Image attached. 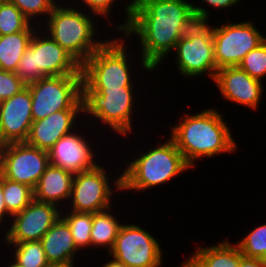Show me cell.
<instances>
[{"label":"cell","instance_id":"cell-1","mask_svg":"<svg viewBox=\"0 0 266 267\" xmlns=\"http://www.w3.org/2000/svg\"><path fill=\"white\" fill-rule=\"evenodd\" d=\"M126 20L117 25L125 37L134 34L142 47L141 63L152 72L183 35L198 21L207 22V9L187 0H132L125 5Z\"/></svg>","mask_w":266,"mask_h":267},{"label":"cell","instance_id":"cell-2","mask_svg":"<svg viewBox=\"0 0 266 267\" xmlns=\"http://www.w3.org/2000/svg\"><path fill=\"white\" fill-rule=\"evenodd\" d=\"M183 116V121L180 119L178 125L171 126V138L191 169L199 158H211L237 150L232 131L218 110L209 108Z\"/></svg>","mask_w":266,"mask_h":267},{"label":"cell","instance_id":"cell-3","mask_svg":"<svg viewBox=\"0 0 266 267\" xmlns=\"http://www.w3.org/2000/svg\"><path fill=\"white\" fill-rule=\"evenodd\" d=\"M191 168L183 158L174 140L170 137L129 162L124 172L115 179L114 186L120 191L153 188L174 179Z\"/></svg>","mask_w":266,"mask_h":267},{"label":"cell","instance_id":"cell-4","mask_svg":"<svg viewBox=\"0 0 266 267\" xmlns=\"http://www.w3.org/2000/svg\"><path fill=\"white\" fill-rule=\"evenodd\" d=\"M73 6L54 7L46 20L48 34L81 65L104 43L94 40L97 29L89 13H82Z\"/></svg>","mask_w":266,"mask_h":267},{"label":"cell","instance_id":"cell-5","mask_svg":"<svg viewBox=\"0 0 266 267\" xmlns=\"http://www.w3.org/2000/svg\"><path fill=\"white\" fill-rule=\"evenodd\" d=\"M38 32L35 31L15 72L26 84L46 76L82 74V65L70 53L49 35Z\"/></svg>","mask_w":266,"mask_h":267},{"label":"cell","instance_id":"cell-6","mask_svg":"<svg viewBox=\"0 0 266 267\" xmlns=\"http://www.w3.org/2000/svg\"><path fill=\"white\" fill-rule=\"evenodd\" d=\"M82 74L46 76L26 84L32 97L33 121L61 110H83Z\"/></svg>","mask_w":266,"mask_h":267},{"label":"cell","instance_id":"cell-7","mask_svg":"<svg viewBox=\"0 0 266 267\" xmlns=\"http://www.w3.org/2000/svg\"><path fill=\"white\" fill-rule=\"evenodd\" d=\"M133 87L90 88L82 82V101L84 115L95 117L109 125L113 131L127 136L132 130ZM133 108V109H132Z\"/></svg>","mask_w":266,"mask_h":267},{"label":"cell","instance_id":"cell-8","mask_svg":"<svg viewBox=\"0 0 266 267\" xmlns=\"http://www.w3.org/2000/svg\"><path fill=\"white\" fill-rule=\"evenodd\" d=\"M105 42L82 64L83 81L90 88L133 87L125 39Z\"/></svg>","mask_w":266,"mask_h":267},{"label":"cell","instance_id":"cell-9","mask_svg":"<svg viewBox=\"0 0 266 267\" xmlns=\"http://www.w3.org/2000/svg\"><path fill=\"white\" fill-rule=\"evenodd\" d=\"M174 51L179 73L191 79L206 73L214 80L218 68L212 26L207 22L197 21L177 42Z\"/></svg>","mask_w":266,"mask_h":267},{"label":"cell","instance_id":"cell-10","mask_svg":"<svg viewBox=\"0 0 266 267\" xmlns=\"http://www.w3.org/2000/svg\"><path fill=\"white\" fill-rule=\"evenodd\" d=\"M255 26L250 21L212 26L214 57L218 69L239 66L248 52L266 40Z\"/></svg>","mask_w":266,"mask_h":267},{"label":"cell","instance_id":"cell-11","mask_svg":"<svg viewBox=\"0 0 266 267\" xmlns=\"http://www.w3.org/2000/svg\"><path fill=\"white\" fill-rule=\"evenodd\" d=\"M158 242L139 225L123 224L108 255L127 267H161L163 250Z\"/></svg>","mask_w":266,"mask_h":267},{"label":"cell","instance_id":"cell-12","mask_svg":"<svg viewBox=\"0 0 266 267\" xmlns=\"http://www.w3.org/2000/svg\"><path fill=\"white\" fill-rule=\"evenodd\" d=\"M49 165L48 151L26 142L7 143L3 149L0 174L34 189Z\"/></svg>","mask_w":266,"mask_h":267},{"label":"cell","instance_id":"cell-13","mask_svg":"<svg viewBox=\"0 0 266 267\" xmlns=\"http://www.w3.org/2000/svg\"><path fill=\"white\" fill-rule=\"evenodd\" d=\"M107 170L97 167L74 174L71 189V211L96 213L110 208L113 189ZM107 173V174H106Z\"/></svg>","mask_w":266,"mask_h":267},{"label":"cell","instance_id":"cell-14","mask_svg":"<svg viewBox=\"0 0 266 267\" xmlns=\"http://www.w3.org/2000/svg\"><path fill=\"white\" fill-rule=\"evenodd\" d=\"M56 205L33 199L20 213L11 218L5 234L6 244L40 241L61 215ZM13 220V221H12Z\"/></svg>","mask_w":266,"mask_h":267},{"label":"cell","instance_id":"cell-15","mask_svg":"<svg viewBox=\"0 0 266 267\" xmlns=\"http://www.w3.org/2000/svg\"><path fill=\"white\" fill-rule=\"evenodd\" d=\"M31 105L32 97L27 86L0 102V138L5 144L27 140L33 122Z\"/></svg>","mask_w":266,"mask_h":267},{"label":"cell","instance_id":"cell-16","mask_svg":"<svg viewBox=\"0 0 266 267\" xmlns=\"http://www.w3.org/2000/svg\"><path fill=\"white\" fill-rule=\"evenodd\" d=\"M86 141L78 132L65 134L48 150L50 165L73 174L97 167L94 151Z\"/></svg>","mask_w":266,"mask_h":267},{"label":"cell","instance_id":"cell-17","mask_svg":"<svg viewBox=\"0 0 266 267\" xmlns=\"http://www.w3.org/2000/svg\"><path fill=\"white\" fill-rule=\"evenodd\" d=\"M229 101L257 109L263 96L262 81L252 78L239 66L218 69L213 80Z\"/></svg>","mask_w":266,"mask_h":267},{"label":"cell","instance_id":"cell-18","mask_svg":"<svg viewBox=\"0 0 266 267\" xmlns=\"http://www.w3.org/2000/svg\"><path fill=\"white\" fill-rule=\"evenodd\" d=\"M81 112L83 110H61L42 120L33 121L25 142L48 151L60 138L71 132Z\"/></svg>","mask_w":266,"mask_h":267},{"label":"cell","instance_id":"cell-19","mask_svg":"<svg viewBox=\"0 0 266 267\" xmlns=\"http://www.w3.org/2000/svg\"><path fill=\"white\" fill-rule=\"evenodd\" d=\"M40 242L49 263L75 266L73 260L79 249L75 245L68 224L61 216Z\"/></svg>","mask_w":266,"mask_h":267},{"label":"cell","instance_id":"cell-20","mask_svg":"<svg viewBox=\"0 0 266 267\" xmlns=\"http://www.w3.org/2000/svg\"><path fill=\"white\" fill-rule=\"evenodd\" d=\"M73 177V173L49 165L33 189L34 199L56 206L60 201H68L71 197Z\"/></svg>","mask_w":266,"mask_h":267},{"label":"cell","instance_id":"cell-21","mask_svg":"<svg viewBox=\"0 0 266 267\" xmlns=\"http://www.w3.org/2000/svg\"><path fill=\"white\" fill-rule=\"evenodd\" d=\"M31 24L25 31L0 35V69L16 72L22 55L28 48L35 33Z\"/></svg>","mask_w":266,"mask_h":267},{"label":"cell","instance_id":"cell-22","mask_svg":"<svg viewBox=\"0 0 266 267\" xmlns=\"http://www.w3.org/2000/svg\"><path fill=\"white\" fill-rule=\"evenodd\" d=\"M192 255L204 267H239L243 256L239 246L223 241L209 247H197Z\"/></svg>","mask_w":266,"mask_h":267},{"label":"cell","instance_id":"cell-23","mask_svg":"<svg viewBox=\"0 0 266 267\" xmlns=\"http://www.w3.org/2000/svg\"><path fill=\"white\" fill-rule=\"evenodd\" d=\"M112 207L93 213L91 228V245L94 247H105L108 253L112 250L119 229L122 224L117 221L116 216L111 214ZM111 211V212H110Z\"/></svg>","mask_w":266,"mask_h":267},{"label":"cell","instance_id":"cell-24","mask_svg":"<svg viewBox=\"0 0 266 267\" xmlns=\"http://www.w3.org/2000/svg\"><path fill=\"white\" fill-rule=\"evenodd\" d=\"M4 202L10 217L20 213L34 199V191L30 186L8 180L3 177Z\"/></svg>","mask_w":266,"mask_h":267},{"label":"cell","instance_id":"cell-25","mask_svg":"<svg viewBox=\"0 0 266 267\" xmlns=\"http://www.w3.org/2000/svg\"><path fill=\"white\" fill-rule=\"evenodd\" d=\"M8 245L15 247L13 251V263L17 267H44L49 264L40 241L7 244V246Z\"/></svg>","mask_w":266,"mask_h":267},{"label":"cell","instance_id":"cell-26","mask_svg":"<svg viewBox=\"0 0 266 267\" xmlns=\"http://www.w3.org/2000/svg\"><path fill=\"white\" fill-rule=\"evenodd\" d=\"M68 214L61 217L68 224L72 233L75 245L78 249L89 247L91 245V228L93 213L73 212L68 210Z\"/></svg>","mask_w":266,"mask_h":267},{"label":"cell","instance_id":"cell-27","mask_svg":"<svg viewBox=\"0 0 266 267\" xmlns=\"http://www.w3.org/2000/svg\"><path fill=\"white\" fill-rule=\"evenodd\" d=\"M33 24L10 0L0 4V35L25 31Z\"/></svg>","mask_w":266,"mask_h":267},{"label":"cell","instance_id":"cell-28","mask_svg":"<svg viewBox=\"0 0 266 267\" xmlns=\"http://www.w3.org/2000/svg\"><path fill=\"white\" fill-rule=\"evenodd\" d=\"M247 234L236 243L242 255L266 260V223L259 225Z\"/></svg>","mask_w":266,"mask_h":267},{"label":"cell","instance_id":"cell-29","mask_svg":"<svg viewBox=\"0 0 266 267\" xmlns=\"http://www.w3.org/2000/svg\"><path fill=\"white\" fill-rule=\"evenodd\" d=\"M239 67L252 78L263 81L262 79L266 77V40L248 52Z\"/></svg>","mask_w":266,"mask_h":267},{"label":"cell","instance_id":"cell-30","mask_svg":"<svg viewBox=\"0 0 266 267\" xmlns=\"http://www.w3.org/2000/svg\"><path fill=\"white\" fill-rule=\"evenodd\" d=\"M30 21L33 17L48 16L57 5L54 0H10Z\"/></svg>","mask_w":266,"mask_h":267},{"label":"cell","instance_id":"cell-31","mask_svg":"<svg viewBox=\"0 0 266 267\" xmlns=\"http://www.w3.org/2000/svg\"><path fill=\"white\" fill-rule=\"evenodd\" d=\"M26 87V83L15 73L0 69V102L13 97Z\"/></svg>","mask_w":266,"mask_h":267},{"label":"cell","instance_id":"cell-32","mask_svg":"<svg viewBox=\"0 0 266 267\" xmlns=\"http://www.w3.org/2000/svg\"><path fill=\"white\" fill-rule=\"evenodd\" d=\"M116 0H83L89 9H91L92 15L97 17L100 15L103 18H107L110 14V9ZM81 2V0H80Z\"/></svg>","mask_w":266,"mask_h":267},{"label":"cell","instance_id":"cell-33","mask_svg":"<svg viewBox=\"0 0 266 267\" xmlns=\"http://www.w3.org/2000/svg\"><path fill=\"white\" fill-rule=\"evenodd\" d=\"M202 1L206 2L213 8L226 9L234 5H237L238 3H240L241 0H202Z\"/></svg>","mask_w":266,"mask_h":267},{"label":"cell","instance_id":"cell-34","mask_svg":"<svg viewBox=\"0 0 266 267\" xmlns=\"http://www.w3.org/2000/svg\"><path fill=\"white\" fill-rule=\"evenodd\" d=\"M239 267H266V260L242 256Z\"/></svg>","mask_w":266,"mask_h":267},{"label":"cell","instance_id":"cell-35","mask_svg":"<svg viewBox=\"0 0 266 267\" xmlns=\"http://www.w3.org/2000/svg\"><path fill=\"white\" fill-rule=\"evenodd\" d=\"M8 215L10 216V214L8 213L7 207L5 205V202H4L3 176L0 174V225L6 217H9Z\"/></svg>","mask_w":266,"mask_h":267},{"label":"cell","instance_id":"cell-36","mask_svg":"<svg viewBox=\"0 0 266 267\" xmlns=\"http://www.w3.org/2000/svg\"><path fill=\"white\" fill-rule=\"evenodd\" d=\"M179 267H204L193 255L185 260Z\"/></svg>","mask_w":266,"mask_h":267},{"label":"cell","instance_id":"cell-37","mask_svg":"<svg viewBox=\"0 0 266 267\" xmlns=\"http://www.w3.org/2000/svg\"><path fill=\"white\" fill-rule=\"evenodd\" d=\"M102 267H127V266L121 261H118L117 259L113 257L110 261L105 263Z\"/></svg>","mask_w":266,"mask_h":267},{"label":"cell","instance_id":"cell-38","mask_svg":"<svg viewBox=\"0 0 266 267\" xmlns=\"http://www.w3.org/2000/svg\"><path fill=\"white\" fill-rule=\"evenodd\" d=\"M44 267H74V266H69V265H64V264H53V263H49L48 265H46Z\"/></svg>","mask_w":266,"mask_h":267},{"label":"cell","instance_id":"cell-39","mask_svg":"<svg viewBox=\"0 0 266 267\" xmlns=\"http://www.w3.org/2000/svg\"><path fill=\"white\" fill-rule=\"evenodd\" d=\"M4 146H5V143L0 138V165H1V161H2V154H3Z\"/></svg>","mask_w":266,"mask_h":267},{"label":"cell","instance_id":"cell-40","mask_svg":"<svg viewBox=\"0 0 266 267\" xmlns=\"http://www.w3.org/2000/svg\"><path fill=\"white\" fill-rule=\"evenodd\" d=\"M9 267H17L14 263L10 264Z\"/></svg>","mask_w":266,"mask_h":267}]
</instances>
